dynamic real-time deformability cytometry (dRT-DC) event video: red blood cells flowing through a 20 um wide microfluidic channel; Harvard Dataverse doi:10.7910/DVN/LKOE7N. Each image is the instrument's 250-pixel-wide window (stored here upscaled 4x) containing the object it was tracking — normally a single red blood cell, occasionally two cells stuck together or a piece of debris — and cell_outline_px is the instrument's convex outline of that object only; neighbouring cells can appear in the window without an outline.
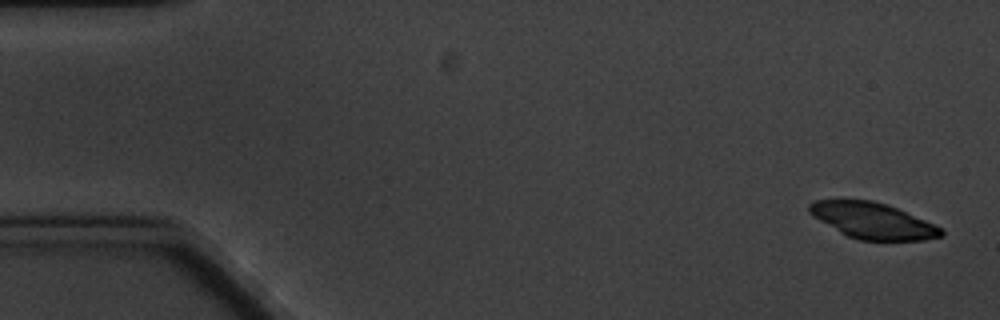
{"species": "common noctule bat (a hibernating species)", "species_latin": "Nyctalus noctula", "temperature_condition": "cold", "stored_images_in_passage": 5, "camera_frame_rate_fps": 3000, "um_per_image_px": 0.085, "animal": {"sex": "male", "body_mass_g": 20.1, "forearm_length_mm": 53.5}, "frame": {"image": 1, "passage_image": 1, "time_ms": 0.0, "image_size_px": [1000, 320], "cell_outline_px": [[944, 236], [924, 240], [860, 240], [848, 236], [840, 232], [812, 216], [808, 212], [808, 204], [812, 200], [840, 196], [872, 200], [896, 208], [944, 228]], "centroid_in_image_um": [74.1, 18.7], "position_along_channel_um": 10.9, "area_um2": 28.38}}